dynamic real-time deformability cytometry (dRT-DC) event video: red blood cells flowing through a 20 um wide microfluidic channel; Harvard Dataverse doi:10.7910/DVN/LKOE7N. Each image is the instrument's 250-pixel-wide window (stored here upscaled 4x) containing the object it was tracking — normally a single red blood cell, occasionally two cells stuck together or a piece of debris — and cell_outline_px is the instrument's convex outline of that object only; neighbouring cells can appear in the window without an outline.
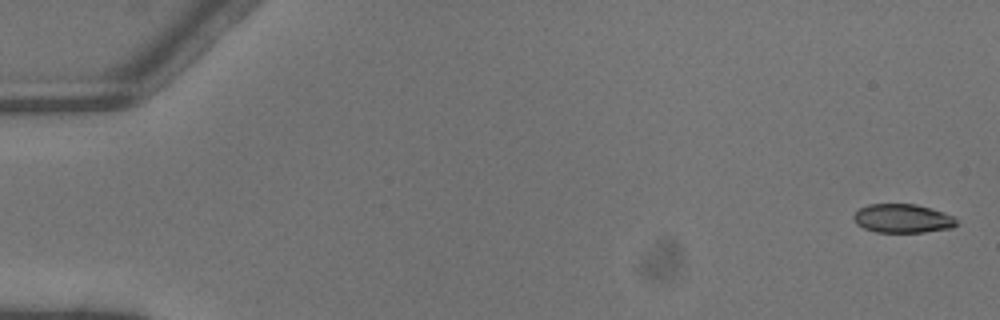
{"species": "common noctule bat (a hibernating species)", "species_latin": "Nyctalus noctula", "temperature_condition": "warm", "stored_images_in_passage": 6, "camera_frame_rate_fps": 3000, "um_per_image_px": 0.085, "animal": {"sex": "male", "body_mass_g": 13.3}, "frame": {"image": 1, "passage_image": 1, "time_ms": 0.0, "image_size_px": [1000, 320], "cell_outline_px": [[956, 224], [952, 228], [924, 232], [876, 232], [864, 228], [856, 224], [852, 220], [852, 216], [860, 208], [868, 204], [916, 204], [932, 208], [944, 212], [952, 216], [956, 220]], "centroid_in_image_um": [76.69, 18.56], "position_along_channel_um": 8.3, "area_um2": 17.34}}
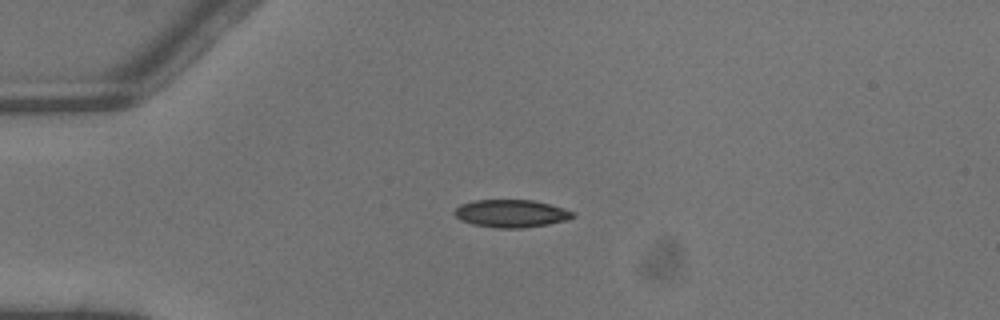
{"frame": {"image": 2, "passage_image": 4, "time_ms": 1.0, "image_size_px": [1000, 320], "cell_outline_px": [[576, 216], [568, 220], [548, 224], [524, 228], [496, 228], [472, 224], [460, 220], [452, 212], [460, 204], [472, 200], [532, 200], [564, 208], [576, 212]], "centroid_in_image_um": [43.45, 18.15], "position_along_channel_um": 41.5, "area_um2": 19.31}}
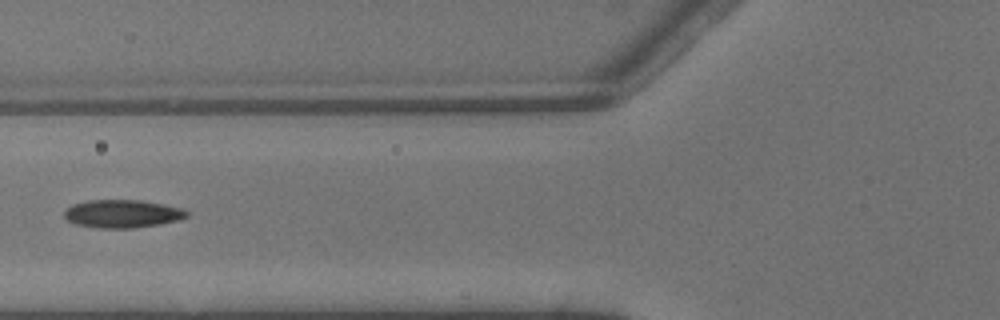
{"frame": {"image": 3, "passage_image": 6, "time_ms": 1.667, "image_size_px": [1000, 320], "cell_outline_px": [[188, 216], [180, 220], [160, 224], [132, 228], [100, 228], [76, 224], [68, 220], [64, 216], [64, 212], [72, 204], [88, 200], [140, 200], [164, 204], [184, 208], [188, 212]], "centroid_in_image_um": [10.44, 18.16], "position_along_channel_um": 115.4, "area_um2": 20.06}}